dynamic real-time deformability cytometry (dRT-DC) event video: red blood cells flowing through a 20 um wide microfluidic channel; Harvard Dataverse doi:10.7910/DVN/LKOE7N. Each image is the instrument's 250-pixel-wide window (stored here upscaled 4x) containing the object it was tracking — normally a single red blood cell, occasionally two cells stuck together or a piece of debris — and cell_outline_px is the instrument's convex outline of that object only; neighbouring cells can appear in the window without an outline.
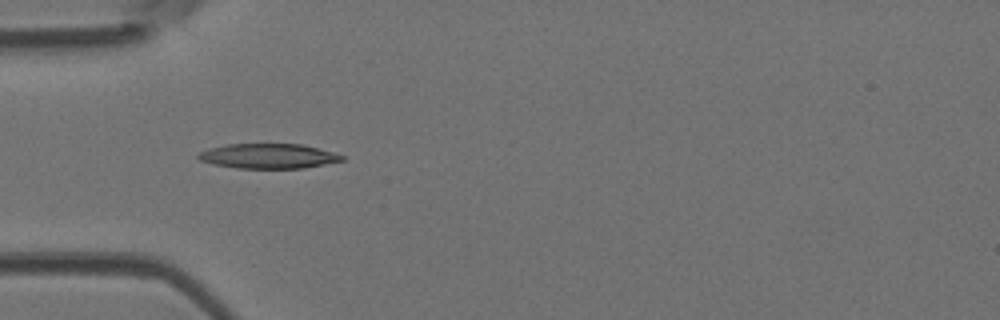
{"species": "Egyptian fruit bat (a non-hibernating species)", "species_latin": "Rousettus aegyptiacus", "temperature_condition": "room temperature", "stored_images_in_passage": 8, "camera_frame_rate_fps": 3000, "um_per_image_px": 0.085, "animal": {"sex": "female"}, "frame": {"image": 1, "passage_image": 4, "time_ms": 1.0, "image_size_px": [1000, 320], "cell_outline_px": [[344, 160], [304, 168], [236, 168], [212, 164], [200, 160], [196, 156], [200, 152], [208, 148], [228, 144], [300, 144], [332, 152], [344, 156]], "centroid_in_image_um": [22.76, 13.27], "position_along_channel_um": 62.2, "area_um2": 20.63}}
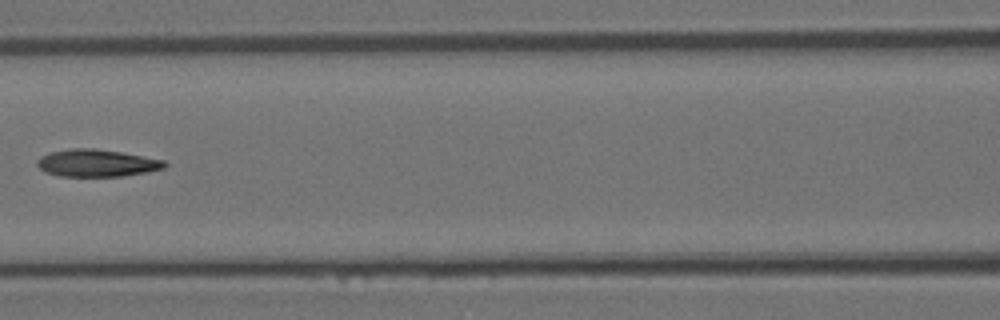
{"frame": {"image": 2, "passage_image": 6, "time_ms": 1.667, "image_size_px": [1000, 320], "cell_outline_px": [[168, 164], [164, 168], [148, 172], [124, 176], [60, 176], [44, 172], [36, 164], [36, 160], [40, 156], [52, 152], [72, 148], [92, 148], [120, 152], [164, 160]], "centroid_in_image_um": [8.21, 13.86], "position_along_channel_um": 158.4, "area_um2": 20.23}}
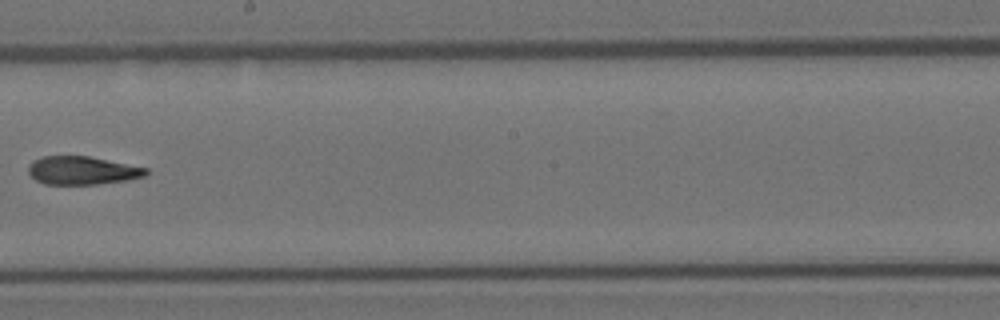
{"frame": {"image": 3, "passage_image": 8, "time_ms": 2.333, "image_size_px": [1000, 320], "cell_outline_px": [[148, 172], [144, 176], [124, 180], [96, 184], [44, 184], [36, 180], [28, 172], [28, 164], [32, 160], [44, 156], [88, 156], [148, 168]], "centroid_in_image_um": [6.94, 14.48], "position_along_channel_um": 241.3, "area_um2": 19.19}}